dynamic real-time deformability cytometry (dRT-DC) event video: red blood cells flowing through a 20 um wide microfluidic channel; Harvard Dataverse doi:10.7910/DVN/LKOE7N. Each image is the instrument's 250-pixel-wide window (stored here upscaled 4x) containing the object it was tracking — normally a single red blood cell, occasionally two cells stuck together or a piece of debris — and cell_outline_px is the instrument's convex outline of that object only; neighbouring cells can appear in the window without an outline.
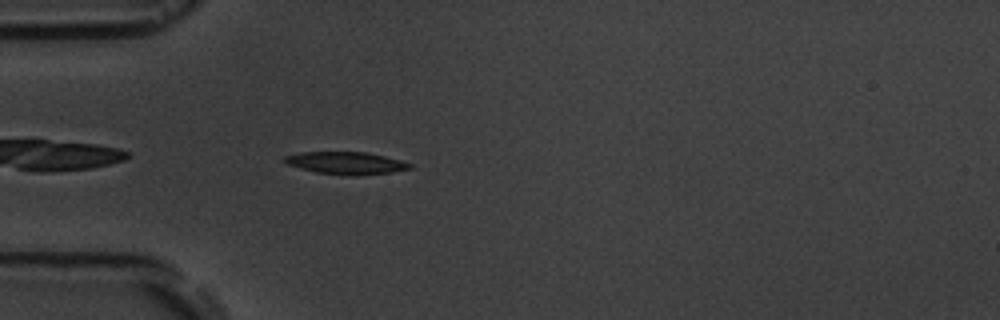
{"species": "common noctule bat (a hibernating species)", "species_latin": "Nyctalus noctula", "temperature_condition": "room temperature", "stored_images_in_passage": 4, "camera_frame_rate_fps": 3000, "um_per_image_px": 0.085, "animal": {"sex": "male", "body_mass_g": 19.5, "forearm_length_mm": 54.6}, "frame": {"image": 1, "passage_image": 4, "time_ms": 3.333, "image_size_px": [1000, 320], "cell_outline_px": [[412, 168], [392, 172], [316, 172], [300, 168], [288, 164], [280, 160], [284, 156], [296, 152], [368, 152], [400, 160], [412, 164]], "centroid_in_image_um": [29.32, 13.79], "position_along_channel_um": 55.7, "area_um2": 15.32}}